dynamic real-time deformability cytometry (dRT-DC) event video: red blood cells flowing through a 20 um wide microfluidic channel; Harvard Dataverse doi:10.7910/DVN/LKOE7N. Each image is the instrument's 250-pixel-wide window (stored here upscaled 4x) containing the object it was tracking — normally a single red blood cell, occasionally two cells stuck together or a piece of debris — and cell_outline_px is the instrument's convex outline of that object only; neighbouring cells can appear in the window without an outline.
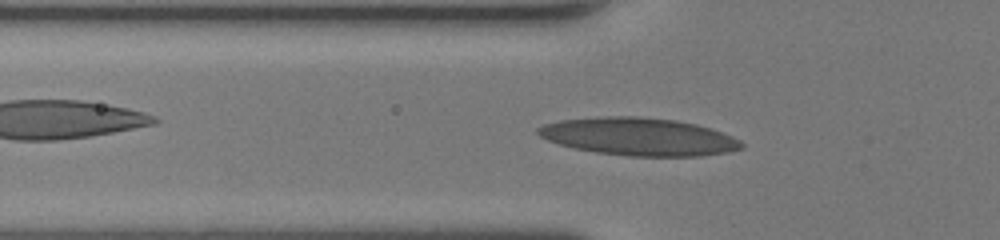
{"species": "human", "species_latin": "Homo sapiens", "temperature_condition": "room temperature", "stored_images_in_passage": 36, "camera_frame_rate_fps": 3000, "um_per_image_px": 0.085, "donor": {"sex": "female"}, "frame": {"image": 1, "passage_image": 7, "time_ms": 2.0, "image_size_px": [1000, 240], "cell_outline_px": [[744, 148], [728, 152], [700, 156], [628, 156], [596, 152], [576, 148], [560, 144], [548, 140], [540, 136], [536, 132], [536, 128], [544, 124], [560, 120], [600, 116], [636, 116], [676, 120], [696, 124], [732, 136], [740, 140], [744, 144]], "centroid_in_image_um": [54.29, 11.61], "position_along_channel_um": 71.5, "area_um2": 44.68}}
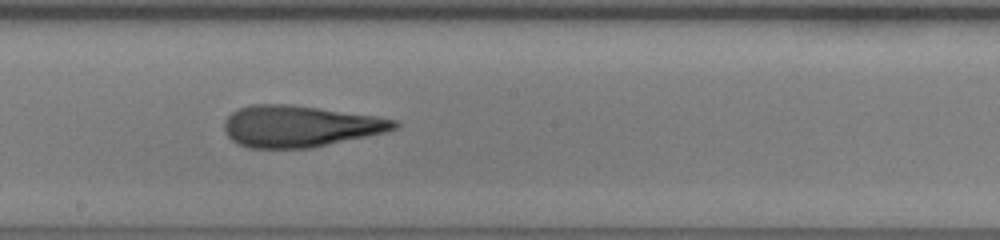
{"frame": {"image": 2, "passage_image": 19, "time_ms": 6.0, "image_size_px": [1000, 240], "cell_outline_px": [[400, 124], [396, 128], [384, 132], [312, 148], [248, 148], [236, 144], [228, 136], [224, 128], [224, 120], [232, 112], [240, 108], [252, 104], [288, 104], [376, 116], [396, 120]], "centroid_in_image_um": [25.44, 10.73], "position_along_channel_um": 222.8, "area_um2": 40.92}}
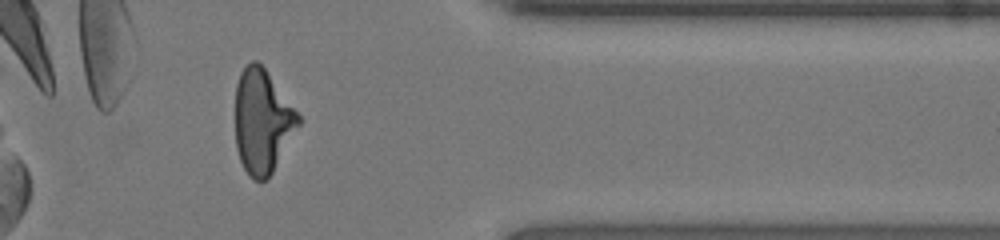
{"frame": {"image": 3, "passage_image": 32, "time_ms": 10.333, "image_size_px": [1000, 240], "cell_outline_px": [[300, 124], [272, 172], [264, 180], [252, 180], [248, 176], [240, 160], [236, 148], [236, 84], [240, 72], [252, 60], [256, 60], [264, 68], [300, 116]], "centroid_in_image_um": [22.28, 10.33], "position_along_channel_um": 389.1, "area_um2": 37.69}, "authors_computed_cell_mechanics": {"area_um2": 41.0091, "velocity_mm_per_s": 3.9117, "shape_relaxation_time_tau1_ms": null, "shape_relaxation_time_tau2_ms": 1.8835, "deformation_change_tau1": null, "deformation_change_tau2": 0.1243}}